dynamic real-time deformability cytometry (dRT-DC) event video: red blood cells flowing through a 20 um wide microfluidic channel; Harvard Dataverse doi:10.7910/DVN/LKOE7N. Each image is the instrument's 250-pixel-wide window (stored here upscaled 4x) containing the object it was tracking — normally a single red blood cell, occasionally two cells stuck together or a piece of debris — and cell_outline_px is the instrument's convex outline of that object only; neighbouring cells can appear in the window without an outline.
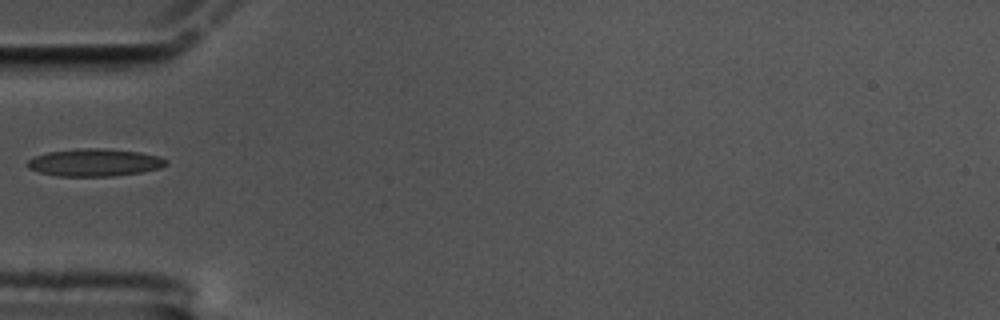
{"species": "common noctule bat (a hibernating species)", "species_latin": "Nyctalus noctula", "temperature_condition": "cold", "stored_images_in_passage": 36, "camera_frame_rate_fps": 3000, "um_per_image_px": 0.085, "animal": {"sex": "male", "body_mass_g": 17.5, "forearm_length_mm": 52.3}, "frame": {"image": 1, "passage_image": 1, "time_ms": 0.0, "image_size_px": [1000, 320], "cell_outline_px": [[168, 164], [160, 168], [140, 172], [112, 176], [60, 176], [40, 172], [28, 168], [28, 160], [32, 156], [48, 152], [76, 148], [104, 148], [140, 152], [160, 156], [168, 160]], "centroid_in_image_um": [8.06, 13.8], "position_along_channel_um": 76.9, "area_um2": 22.31}}
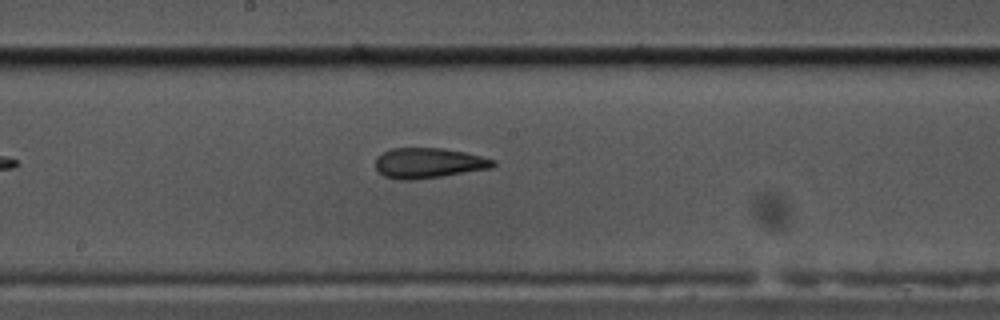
{"frame": {"image": 2, "passage_image": 13, "time_ms": 4.0, "image_size_px": [1000, 320], "cell_outline_px": [[496, 164], [492, 168], [440, 176], [412, 180], [400, 180], [384, 176], [376, 168], [376, 156], [392, 148], [444, 148], [464, 152], [496, 160]], "centroid_in_image_um": [36.42, 13.85], "position_along_channel_um": 211.8, "area_um2": 20.63}}
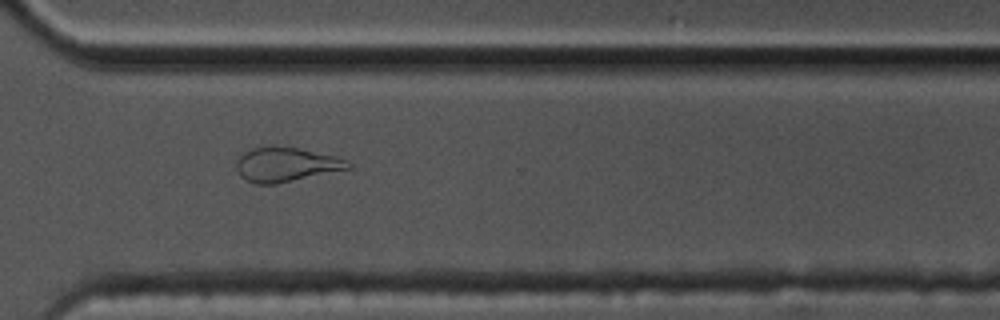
{"frame": {"image": 3, "passage_image": 25, "time_ms": 8.0, "image_size_px": [1000, 320], "cell_outline_px": [[352, 168], [276, 184], [256, 184], [244, 180], [240, 176], [236, 168], [236, 160], [244, 152], [252, 148], [272, 144], [276, 144], [300, 148], [336, 156], [348, 160], [352, 164]], "centroid_in_image_um": [24.3, 13.96], "position_along_channel_um": 346.3, "area_um2": 22.95}}